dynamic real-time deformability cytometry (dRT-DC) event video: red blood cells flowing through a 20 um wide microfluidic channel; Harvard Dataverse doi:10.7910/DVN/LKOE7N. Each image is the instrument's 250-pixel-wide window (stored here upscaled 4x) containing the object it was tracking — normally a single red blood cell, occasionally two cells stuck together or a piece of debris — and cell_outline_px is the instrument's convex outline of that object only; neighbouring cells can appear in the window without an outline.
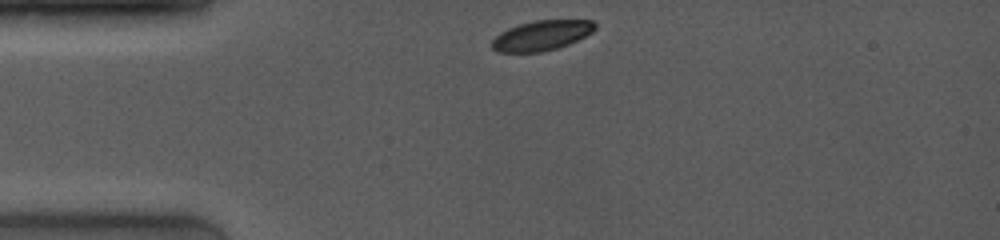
{"species": "common noctule bat (a hibernating species)", "species_latin": "Nyctalus noctula", "temperature_condition": "room temperature", "stored_images_in_passage": 47, "camera_frame_rate_fps": 4000, "um_per_image_px": 0.085, "animal": {"sex": "female", "body_mass_g": 19.0, "forearm_length_mm": 53.3}, "frame": {"image": 1, "passage_image": 1, "time_ms": 0.0, "image_size_px": [1000, 240], "cell_outline_px": [[596, 28], [592, 32], [568, 44], [556, 48], [540, 52], [496, 52], [492, 48], [492, 40], [500, 32], [508, 28], [520, 24], [536, 20], [592, 20], [596, 24]], "centroid_in_image_um": [46.02, 3.01], "position_along_channel_um": 39.0, "area_um2": 17.86}}
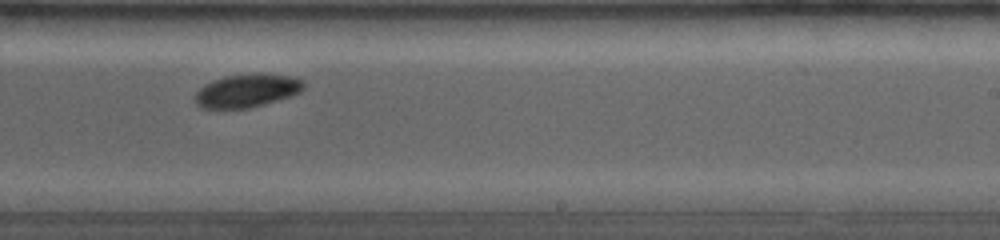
{"frame": {"image": 2, "passage_image": 28, "time_ms": 6.5, "image_size_px": [1000, 240], "cell_outline_px": [[304, 88], [300, 92], [292, 96], [264, 104], [248, 108], [200, 108], [196, 104], [196, 92], [204, 84], [212, 80], [224, 76], [256, 72], [264, 72], [292, 76], [304, 80]], "centroid_in_image_um": [21.03, 7.67], "position_along_channel_um": 268.0, "area_um2": 21.44}}
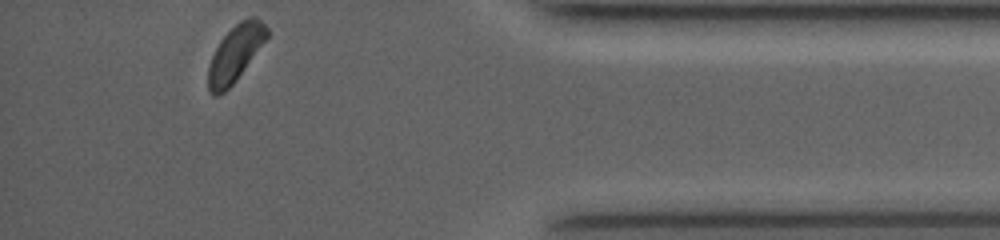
{"frame": {"image": 3, "passage_image": 46, "time_ms": 10.75, "image_size_px": [1000, 240], "cell_outline_px": [[272, 32], [236, 80], [224, 92], [216, 96], [212, 96], [208, 92], [208, 68], [212, 56], [220, 40], [240, 20], [252, 16], [256, 16]], "centroid_in_image_um": [20.02, 4.54], "position_along_channel_um": 415.2, "area_um2": 19.25}, "authors_computed_cell_mechanics": {"area_um2": 20.3456, "velocity_mm_per_s": 3.9847, "shape_relaxation_time_tau1_ms": 5.4787, "shape_relaxation_time_tau2_ms": null, "deformation_change_tau1": 0.1501, "deformation_change_tau2": null}}